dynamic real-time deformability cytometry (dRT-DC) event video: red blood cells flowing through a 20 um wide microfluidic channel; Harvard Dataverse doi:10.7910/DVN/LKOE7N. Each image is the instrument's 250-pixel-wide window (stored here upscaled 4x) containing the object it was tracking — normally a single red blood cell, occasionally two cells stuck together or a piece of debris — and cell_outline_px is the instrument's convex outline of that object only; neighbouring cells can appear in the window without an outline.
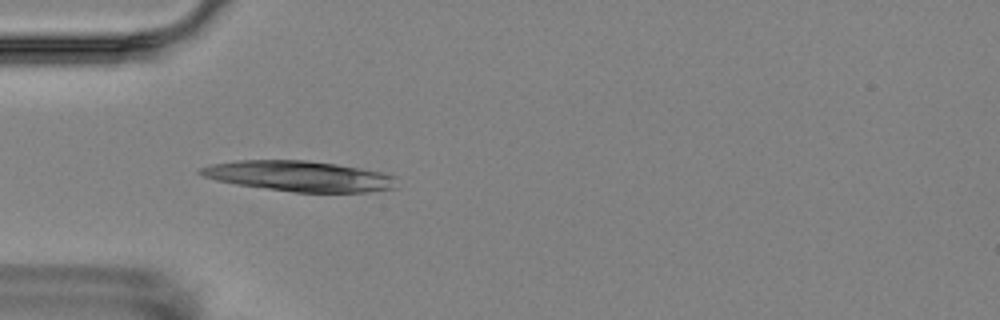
{"species": "Egyptian fruit bat (a non-hibernating species)", "species_latin": "Rousettus aegyptiacus", "temperature_condition": "room temperature", "stored_images_in_passage": 3, "camera_frame_rate_fps": 3000, "um_per_image_px": 0.085, "animal": {"sex": "female"}, "frame": {"image": 1, "passage_image": 2, "time_ms": 1.333, "image_size_px": [1000, 320], "cell_outline_px": [[396, 176], [392, 188], [368, 192], [296, 192], [236, 184], [216, 180], [204, 176], [196, 172], [200, 168], [212, 164], [240, 160], [308, 160], [336, 164], [384, 172]], "centroid_in_image_um": [25.42, 14.96], "position_along_channel_um": 59.6, "area_um2": 34.56}}
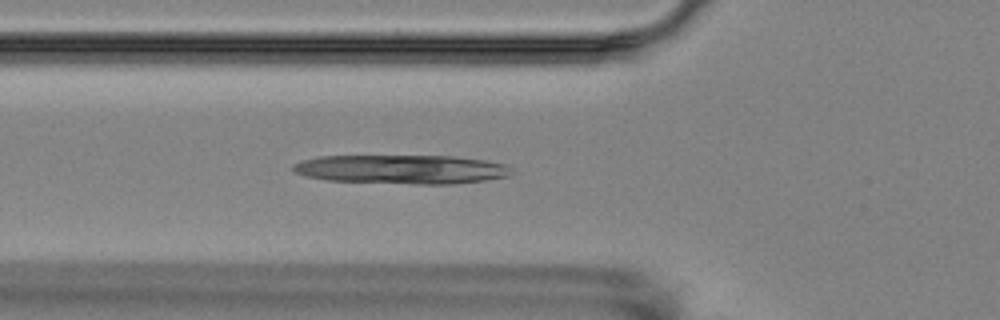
{"frame": {"image": 2, "passage_image": 3, "time_ms": 2.333, "image_size_px": [1000, 320], "cell_outline_px": [[516, 172], [512, 176], [484, 180], [452, 184], [412, 184], [328, 180], [308, 176], [296, 172], [292, 168], [292, 164], [304, 160], [320, 156], [456, 156], [488, 160], [508, 164]], "centroid_in_image_um": [34.28, 14.39], "position_along_channel_um": 91.5, "area_um2": 37.22}}